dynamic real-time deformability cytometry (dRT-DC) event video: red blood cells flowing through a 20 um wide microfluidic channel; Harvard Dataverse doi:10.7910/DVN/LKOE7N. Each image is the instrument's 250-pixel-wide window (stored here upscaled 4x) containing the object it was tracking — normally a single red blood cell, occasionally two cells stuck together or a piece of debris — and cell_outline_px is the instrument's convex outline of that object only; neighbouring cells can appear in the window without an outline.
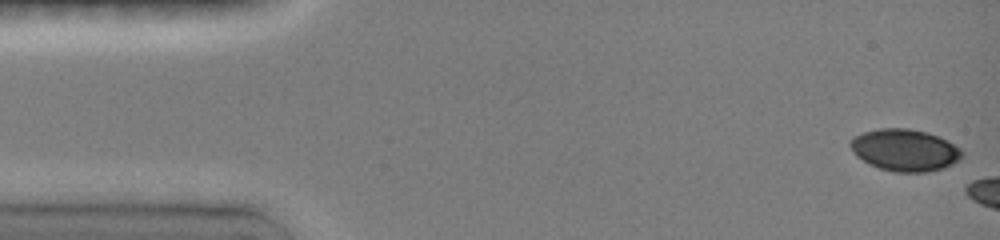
{"species": "common noctule bat (a hibernating species)", "species_latin": "Nyctalus noctula", "temperature_condition": "room temperature", "stored_images_in_passage": 3, "camera_frame_rate_fps": 3000, "um_per_image_px": 0.085, "animal": {"sex": "female", "body_mass_g": 19.0, "forearm_length_mm": 51.5}, "frame": {"image": 1, "passage_image": 1, "time_ms": 0.0, "image_size_px": [1000, 240], "cell_outline_px": [[964, 156], [960, 160], [944, 168], [928, 172], [892, 172], [880, 168], [856, 156], [852, 152], [848, 144], [848, 140], [852, 136], [864, 132], [880, 128], [908, 128], [928, 132], [948, 140], [960, 148], [964, 152]], "centroid_in_image_um": [76.92, 12.75], "position_along_channel_um": 8.1, "area_um2": 27.69}}